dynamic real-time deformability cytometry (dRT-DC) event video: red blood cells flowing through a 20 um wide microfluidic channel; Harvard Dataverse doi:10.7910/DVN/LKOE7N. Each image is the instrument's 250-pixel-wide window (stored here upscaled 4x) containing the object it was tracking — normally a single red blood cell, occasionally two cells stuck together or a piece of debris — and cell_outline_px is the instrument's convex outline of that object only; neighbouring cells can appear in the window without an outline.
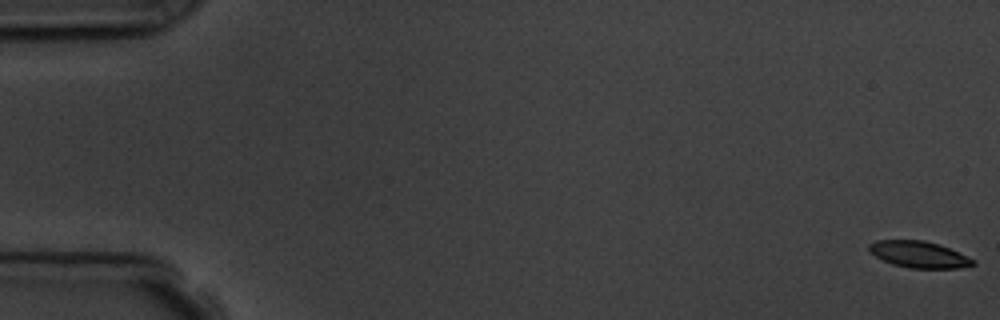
{"species": "common noctule bat (a hibernating species)", "species_latin": "Nyctalus noctula", "temperature_condition": "room temperature", "stored_images_in_passage": 5, "camera_frame_rate_fps": 3000, "um_per_image_px": 0.085, "animal": {"sex": "male", "body_mass_g": 19.5, "forearm_length_mm": 54.6}, "frame": {"image": 1, "passage_image": 1, "time_ms": 0.0, "image_size_px": [1000, 320], "cell_outline_px": [[976, 264], [960, 268], [908, 268], [892, 264], [868, 252], [868, 244], [876, 240], [924, 240], [940, 244], [976, 260]], "centroid_in_image_um": [78.11, 21.62], "position_along_channel_um": 6.9, "area_um2": 16.18}}
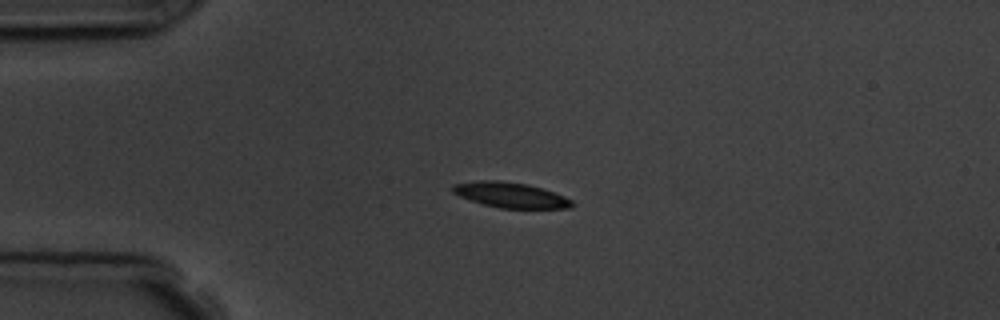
{"frame": {"image": 2, "passage_image": 4, "time_ms": 4.333, "image_size_px": [1000, 320], "cell_outline_px": [[576, 204], [572, 208], [500, 208], [484, 204], [460, 196], [452, 192], [452, 184], [480, 180], [496, 180], [528, 184], [564, 196], [572, 200]], "centroid_in_image_um": [43.41, 16.57], "position_along_channel_um": 41.6, "area_um2": 17.46}}